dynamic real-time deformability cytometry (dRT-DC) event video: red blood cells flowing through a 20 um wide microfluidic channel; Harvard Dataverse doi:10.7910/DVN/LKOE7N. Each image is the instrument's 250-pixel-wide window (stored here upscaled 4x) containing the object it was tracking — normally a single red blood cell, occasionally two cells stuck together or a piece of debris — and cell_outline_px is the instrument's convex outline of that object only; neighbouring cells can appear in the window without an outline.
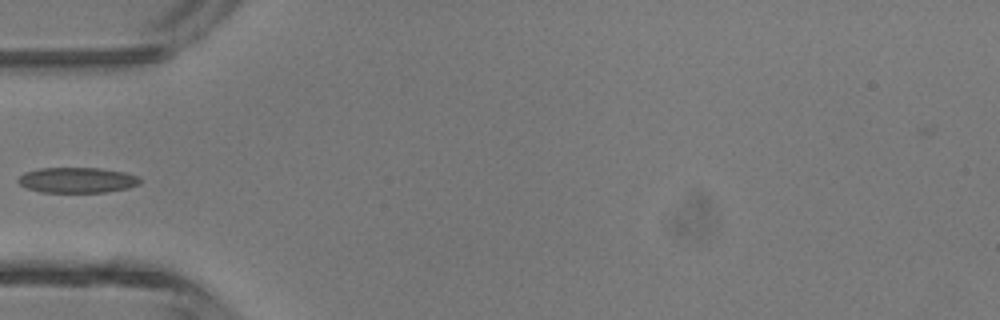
{"species": "common noctule bat (a hibernating species)", "species_latin": "Nyctalus noctula", "temperature_condition": "room temperature", "stored_images_in_passage": 5, "camera_frame_rate_fps": 3000, "um_per_image_px": 0.085, "animal": {"sex": "male", "body_mass_g": 13.3}, "frame": {"image": 1, "passage_image": 5, "time_ms": 1.333, "image_size_px": [1000, 320], "cell_outline_px": [[144, 180], [140, 184], [128, 188], [108, 192], [40, 192], [28, 188], [20, 184], [16, 180], [24, 172], [40, 168], [100, 168], [124, 172], [140, 176]], "centroid_in_image_um": [6.61, 15.31], "position_along_channel_um": 78.4, "area_um2": 18.26}}